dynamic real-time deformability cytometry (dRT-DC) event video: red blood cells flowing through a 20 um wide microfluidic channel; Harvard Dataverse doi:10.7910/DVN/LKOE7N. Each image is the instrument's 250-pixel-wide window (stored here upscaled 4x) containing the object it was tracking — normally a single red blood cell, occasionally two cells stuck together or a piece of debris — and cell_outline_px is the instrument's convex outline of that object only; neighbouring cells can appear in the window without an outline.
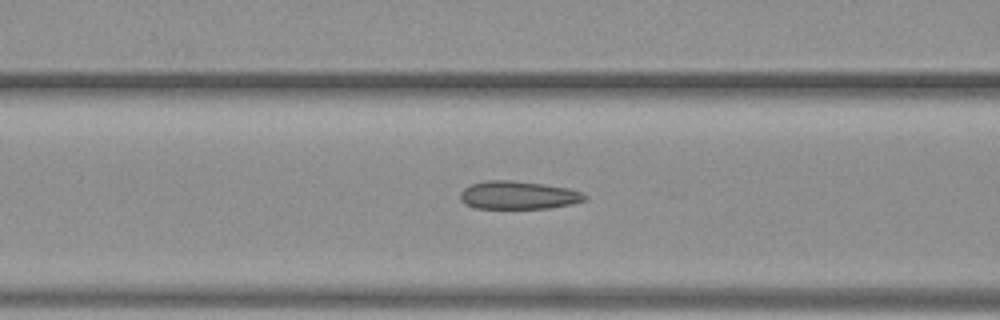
{"species": "common noctule bat (a hibernating species)", "species_latin": "Nyctalus noctula", "temperature_condition": "warm", "stored_images_in_passage": 25, "camera_frame_rate_fps": 3000, "um_per_image_px": 0.085, "animal": {"sex": "female", "body_mass_g": 19.3, "forearm_length_mm": 54.1}, "frame": {"image": 1, "passage_image": 10, "time_ms": 3.0, "image_size_px": [1000, 320], "cell_outline_px": [[588, 196], [584, 200], [572, 204], [548, 208], [472, 208], [464, 204], [460, 200], [460, 192], [464, 188], [472, 184], [484, 180], [512, 180], [544, 184], [568, 188], [580, 192]], "centroid_in_image_um": [44.01, 16.59], "position_along_channel_um": 122.6, "area_um2": 20.46}}
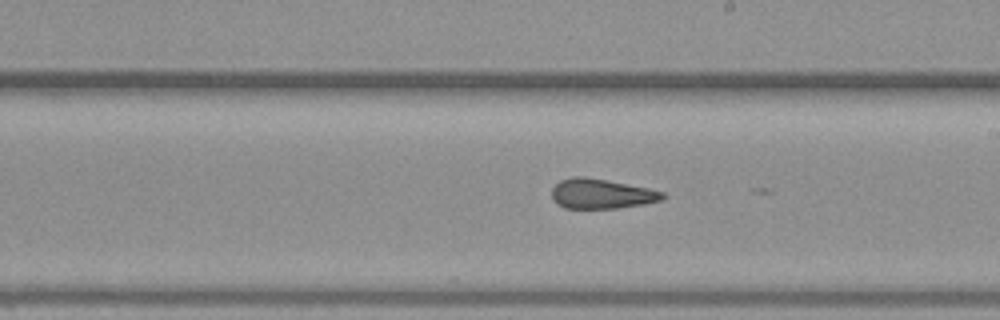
{"frame": {"image": 2, "passage_image": 19, "time_ms": 6.0, "image_size_px": [1000, 320], "cell_outline_px": [[668, 196], [664, 200], [644, 204], [616, 208], [564, 208], [556, 204], [552, 200], [552, 188], [560, 180], [572, 176], [584, 176], [648, 188], [664, 192]], "centroid_in_image_um": [51.12, 16.47], "position_along_channel_um": 237.9, "area_um2": 19.42}}
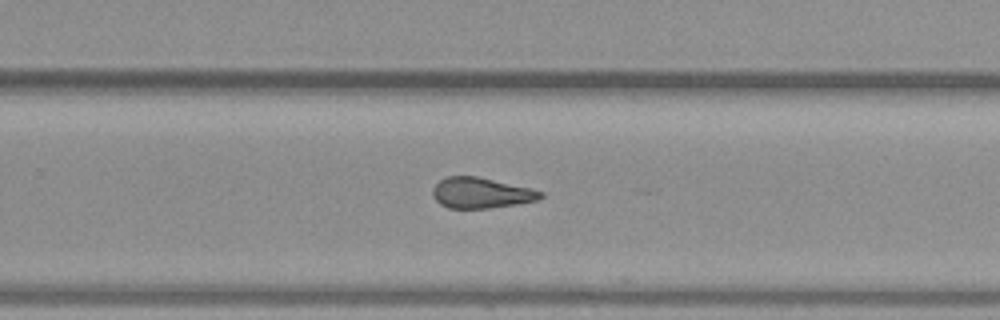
{"frame": {"image": 3, "passage_image": 23, "time_ms": 7.333, "image_size_px": [1000, 320], "cell_outline_px": [[544, 196], [536, 200], [516, 204], [488, 208], [448, 208], [440, 204], [432, 196], [432, 188], [444, 176], [476, 176], [532, 188], [544, 192]], "centroid_in_image_um": [40.87, 16.39], "position_along_channel_um": 288.9, "area_um2": 19.31}}